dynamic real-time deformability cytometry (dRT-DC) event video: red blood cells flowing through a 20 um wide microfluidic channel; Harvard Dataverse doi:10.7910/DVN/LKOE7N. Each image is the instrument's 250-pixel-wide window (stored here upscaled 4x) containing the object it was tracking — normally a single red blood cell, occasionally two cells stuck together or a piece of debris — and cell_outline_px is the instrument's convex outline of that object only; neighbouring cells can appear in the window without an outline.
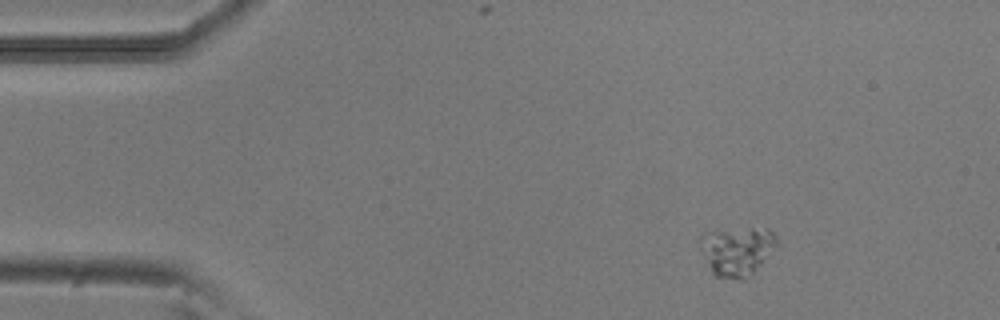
{"species": "common noctule bat (a hibernating species)", "species_latin": "Nyctalus noctula", "temperature_condition": "room temperature", "stored_images_in_passage": 5, "camera_frame_rate_fps": 3000, "um_per_image_px": 0.085, "animal": {"sex": "male", "body_mass_g": 20.5, "forearm_length_mm": 52.5}, "frame": {"image": 1, "passage_image": 1, "time_ms": 0.0, "image_size_px": [1000, 320], "cell_outline_px": [[780, 244], [752, 272], [744, 276], [716, 276], [712, 272], [700, 248], [704, 236], [712, 232], [752, 228], [768, 228], [776, 236]], "centroid_in_image_um": [62.72, 21.28], "position_along_channel_um": 22.3, "area_um2": 20.63}}